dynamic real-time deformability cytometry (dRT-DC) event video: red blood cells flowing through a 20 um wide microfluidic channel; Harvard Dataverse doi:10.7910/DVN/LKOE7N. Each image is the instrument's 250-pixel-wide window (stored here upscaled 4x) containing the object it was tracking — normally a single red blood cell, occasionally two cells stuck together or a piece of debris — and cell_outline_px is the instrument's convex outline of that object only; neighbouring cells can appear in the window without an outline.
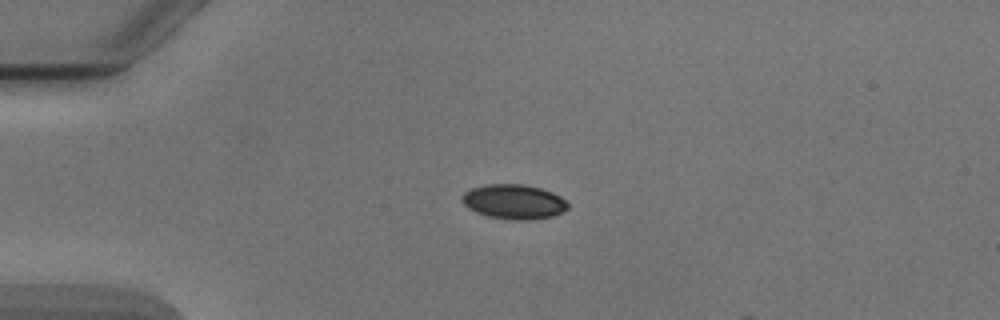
{"species": "Egyptian fruit bat (a non-hibernating species)", "species_latin": "Rousettus aegyptiacus", "temperature_condition": "cold", "stored_images_in_passage": 5, "camera_frame_rate_fps": 3000, "um_per_image_px": 0.085, "animal": {"sex": "male"}, "frame": {"image": 1, "passage_image": 3, "time_ms": 2.333, "image_size_px": [1000, 320], "cell_outline_px": [[568, 208], [564, 212], [552, 216], [528, 220], [512, 220], [488, 216], [476, 212], [468, 208], [460, 200], [460, 196], [464, 192], [472, 188], [484, 184], [524, 184], [540, 188], [552, 192], [560, 196], [568, 204]], "centroid_in_image_um": [43.65, 17.14], "position_along_channel_um": 41.3, "area_um2": 21.5}}
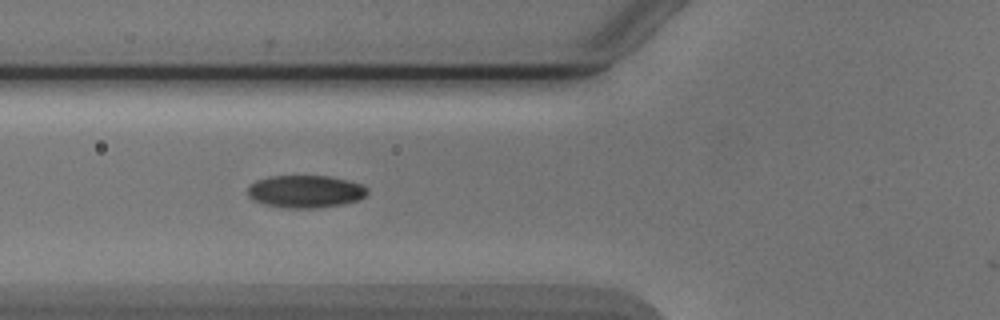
{"frame": {"image": 2, "passage_image": 5, "time_ms": 4.667, "image_size_px": [1000, 320], "cell_outline_px": [[368, 192], [360, 200], [344, 204], [320, 208], [284, 208], [264, 204], [252, 200], [248, 196], [248, 188], [256, 180], [272, 176], [328, 176], [360, 184], [368, 188]], "centroid_in_image_um": [25.96, 16.29], "position_along_channel_um": 99.8, "area_um2": 22.72}}